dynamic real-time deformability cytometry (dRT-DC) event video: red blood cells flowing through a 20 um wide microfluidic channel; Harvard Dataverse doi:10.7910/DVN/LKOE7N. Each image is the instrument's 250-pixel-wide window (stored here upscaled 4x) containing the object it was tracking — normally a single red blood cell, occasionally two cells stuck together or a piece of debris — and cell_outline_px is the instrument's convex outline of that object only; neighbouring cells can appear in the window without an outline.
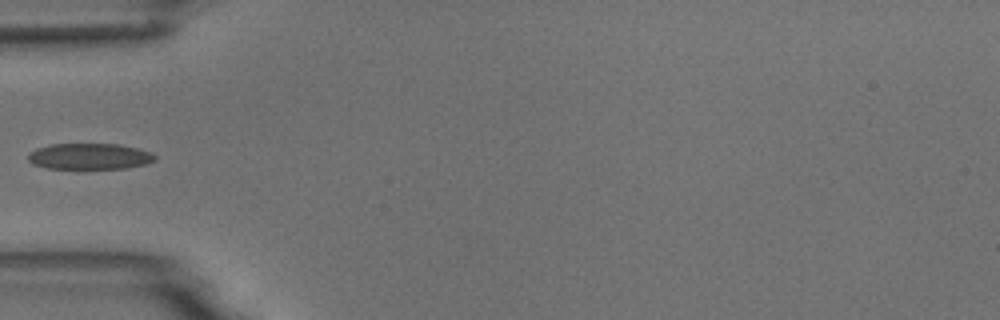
{"species": "common noctule bat (a hibernating species)", "species_latin": "Nyctalus noctula", "temperature_condition": "room temperature", "stored_images_in_passage": 6, "segment_of_instrument_passage": [2, 2], "camera_frame_rate_fps": 3000, "um_per_image_px": 0.085, "animal": {"sex": "male", "body_mass_g": 18.8}, "frame": {"image": 1, "passage_image": 5, "time_ms": 5.667, "image_size_px": [1000, 320], "cell_outline_px": [[156, 160], [144, 164], [128, 168], [48, 168], [32, 164], [28, 160], [28, 156], [36, 148], [52, 144], [116, 144], [136, 148], [152, 152], [156, 156]], "centroid_in_image_um": [7.63, 13.29], "position_along_channel_um": 77.4, "area_um2": 19.07}}
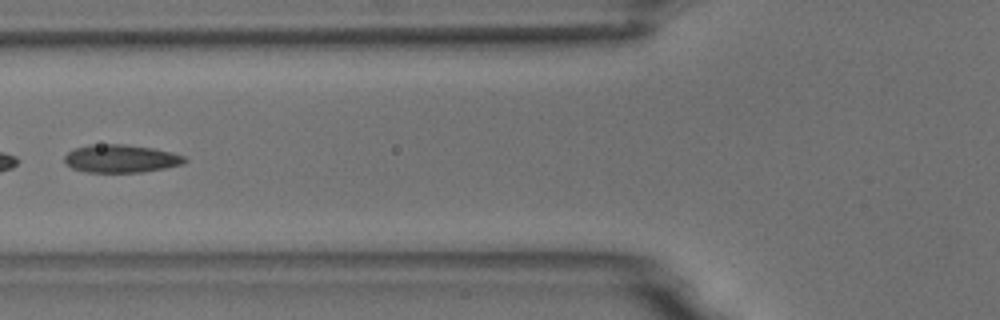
{"frame": {"image": 2, "passage_image": 6, "time_ms": 6.667, "image_size_px": [1000, 320], "cell_outline_px": [[188, 160], [184, 164], [164, 168], [140, 172], [84, 172], [72, 168], [64, 164], [64, 156], [68, 152], [76, 148], [88, 144], [124, 144], [152, 148], [172, 152], [184, 156]], "centroid_in_image_um": [10.25, 13.48], "position_along_channel_um": 115.5, "area_um2": 19.71}}